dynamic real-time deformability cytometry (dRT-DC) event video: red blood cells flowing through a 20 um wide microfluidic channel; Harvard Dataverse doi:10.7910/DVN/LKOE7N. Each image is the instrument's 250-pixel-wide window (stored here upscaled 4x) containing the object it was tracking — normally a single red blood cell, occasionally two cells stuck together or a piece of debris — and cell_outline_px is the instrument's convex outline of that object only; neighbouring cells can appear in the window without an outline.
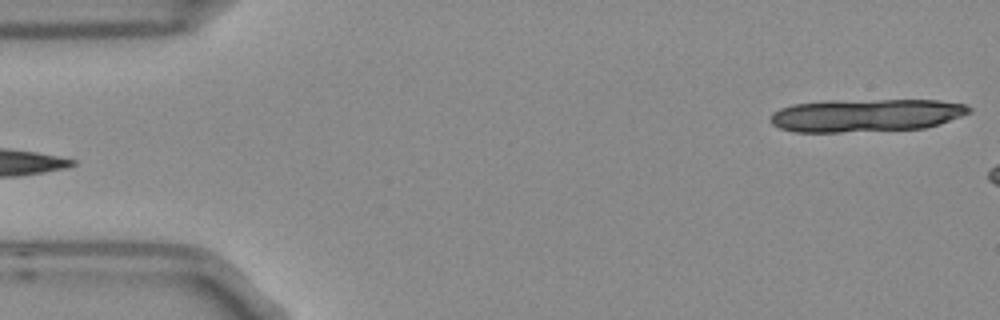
{"species": "Egyptian fruit bat (a non-hibernating species)", "species_latin": "Rousettus aegyptiacus", "temperature_condition": "room temperature", "stored_images_in_passage": 6, "segment_of_instrument_passage": [2, 2], "camera_frame_rate_fps": 3000, "um_per_image_px": 0.085, "frame": {"image": 1, "passage_image": 6, "time_ms": 1.667, "image_size_px": [1000, 320], "cell_outline_px": [[972, 112], [940, 124], [924, 128], [840, 132], [796, 132], [780, 128], [772, 124], [768, 120], [768, 116], [772, 112], [780, 108], [792, 104], [820, 100], [940, 100], [964, 104], [972, 108]], "centroid_in_image_um": [73.56, 9.79], "position_along_channel_um": 11.4, "area_um2": 38.55}}